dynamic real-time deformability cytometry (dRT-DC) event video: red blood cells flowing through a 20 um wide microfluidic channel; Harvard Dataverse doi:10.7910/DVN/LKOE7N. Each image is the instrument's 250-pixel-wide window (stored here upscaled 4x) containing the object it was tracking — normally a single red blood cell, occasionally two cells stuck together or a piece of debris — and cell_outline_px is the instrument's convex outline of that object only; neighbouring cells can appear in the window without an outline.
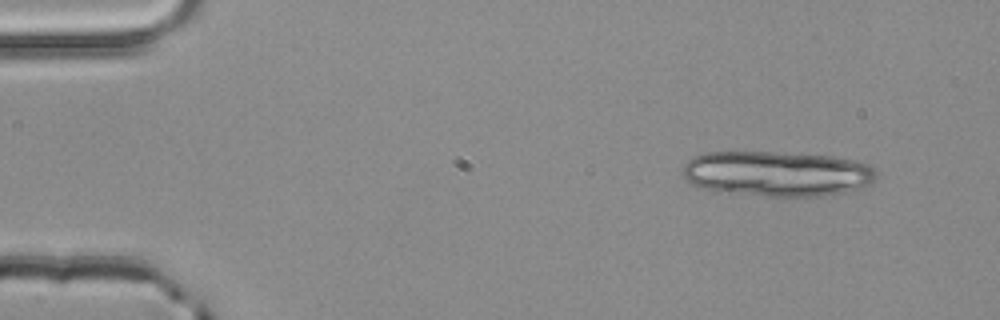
{"species": "common noctule bat (a hibernating species)", "species_latin": "Nyctalus noctula", "temperature_condition": "room temperature", "stored_images_in_passage": 15, "camera_frame_rate_fps": 3000, "um_per_image_px": 0.085, "animal": {"sex": "male", "body_mass_g": 20.4}, "frame": {"image": 1, "passage_image": 5, "time_ms": 1.333, "image_size_px": [1000, 320], "cell_outline_px": [[876, 180], [860, 188], [844, 192], [820, 196], [764, 196], [708, 188], [692, 184], [680, 172], [684, 164], [692, 156], [704, 152], [776, 152], [832, 156], [872, 164], [876, 168]], "centroid_in_image_um": [66.09, 14.74], "position_along_channel_um": 18.9, "area_um2": 50.92}}